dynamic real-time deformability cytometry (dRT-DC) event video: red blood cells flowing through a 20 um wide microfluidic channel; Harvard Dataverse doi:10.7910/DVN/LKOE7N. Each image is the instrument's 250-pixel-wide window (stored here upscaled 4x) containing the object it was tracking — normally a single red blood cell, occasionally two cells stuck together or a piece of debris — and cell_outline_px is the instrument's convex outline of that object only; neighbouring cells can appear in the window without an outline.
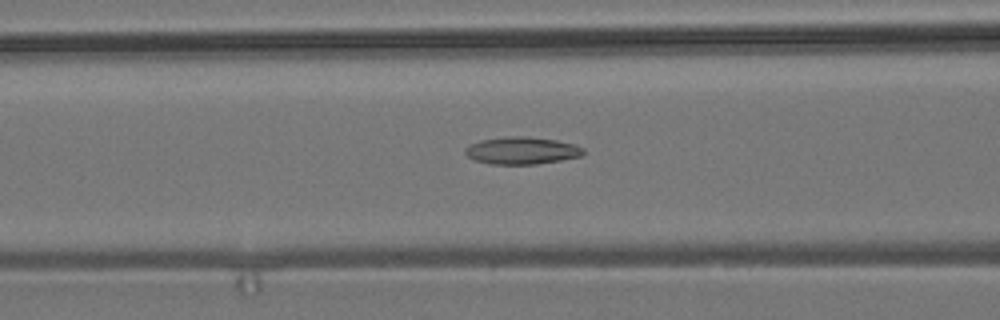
{"species": "common noctule bat (a hibernating species)", "species_latin": "Nyctalus noctula", "temperature_condition": "room temperature", "stored_images_in_passage": 32, "camera_frame_rate_fps": 3000, "um_per_image_px": 0.085, "animal": {"sex": "male", "body_mass_g": 19.2, "forearm_length_mm": 51.8}, "frame": {"image": 1, "passage_image": 9, "time_ms": 2.667, "image_size_px": [1000, 320], "cell_outline_px": [[584, 152], [580, 156], [560, 160], [536, 164], [492, 164], [476, 160], [468, 156], [464, 152], [464, 148], [468, 144], [480, 140], [508, 136], [524, 136], [556, 140], [572, 144], [584, 148]], "centroid_in_image_um": [44.31, 12.79], "position_along_channel_um": 122.3, "area_um2": 18.67}}
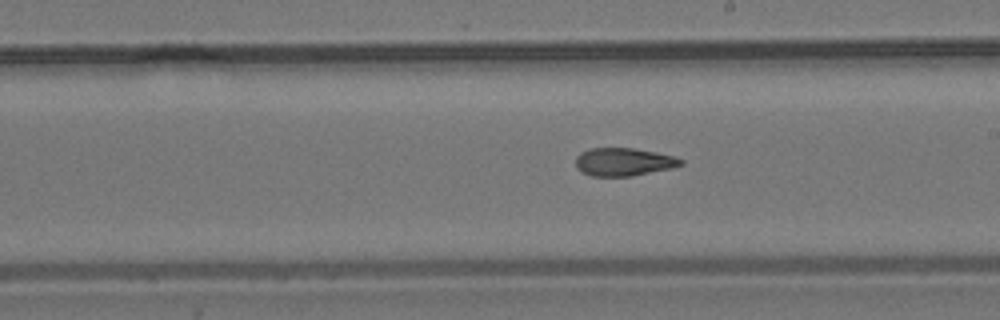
{"frame": {"image": 2, "passage_image": 18, "time_ms": 5.667, "image_size_px": [1000, 320], "cell_outline_px": [[684, 164], [672, 168], [632, 176], [592, 176], [580, 172], [576, 168], [576, 156], [580, 152], [588, 148], [636, 148], [676, 156], [684, 160]], "centroid_in_image_um": [53.01, 13.75], "position_along_channel_um": 236.0, "area_um2": 17.46}}
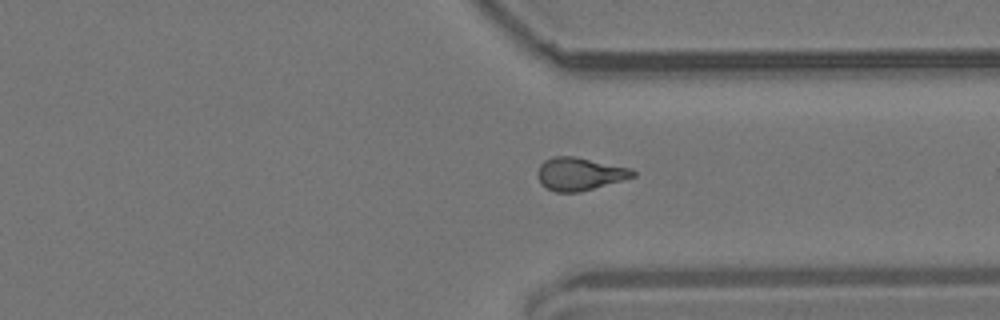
{"frame": {"image": 3, "passage_image": 28, "time_ms": 9.0, "image_size_px": [1000, 320], "cell_outline_px": [[636, 176], [580, 192], [556, 192], [544, 188], [540, 184], [536, 176], [536, 172], [540, 164], [544, 160], [552, 156], [572, 156], [632, 168], [636, 172]], "centroid_in_image_um": [49.22, 14.78], "position_along_channel_um": 362.2, "area_um2": 18.44}}